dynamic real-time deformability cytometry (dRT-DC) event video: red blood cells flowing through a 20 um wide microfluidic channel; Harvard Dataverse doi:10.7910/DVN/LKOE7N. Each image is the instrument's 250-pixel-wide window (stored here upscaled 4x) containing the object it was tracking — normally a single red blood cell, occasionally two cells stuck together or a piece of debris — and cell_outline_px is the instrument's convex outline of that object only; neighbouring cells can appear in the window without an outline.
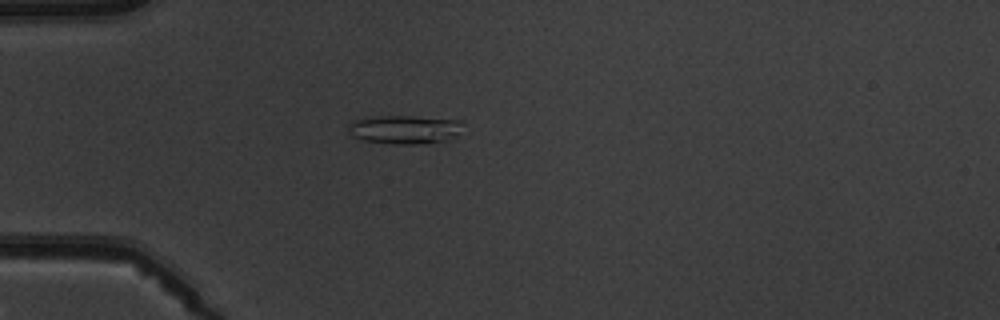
{"species": "common noctule bat (a hibernating species)", "species_latin": "Nyctalus noctula", "temperature_condition": "warm", "stored_images_in_passage": 6, "camera_frame_rate_fps": 3000, "um_per_image_px": 0.085, "animal": {"sex": "male", "body_mass_g": 19.5, "forearm_length_mm": 54.6}, "frame": {"image": 1, "passage_image": 5, "time_ms": 5.0, "image_size_px": [1000, 320], "cell_outline_px": [[464, 124], [456, 132], [444, 140], [428, 144], [388, 144], [364, 140], [356, 136], [348, 128], [352, 120], [368, 116], [412, 116], [460, 120]], "centroid_in_image_um": [34.35, 10.99], "position_along_channel_um": 50.6, "area_um2": 18.9}}